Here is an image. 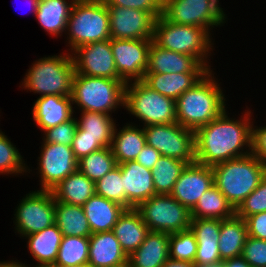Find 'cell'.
Instances as JSON below:
<instances>
[{
	"instance_id": "10",
	"label": "cell",
	"mask_w": 266,
	"mask_h": 267,
	"mask_svg": "<svg viewBox=\"0 0 266 267\" xmlns=\"http://www.w3.org/2000/svg\"><path fill=\"white\" fill-rule=\"evenodd\" d=\"M219 0H163L162 16L179 25H192L210 29L223 26L227 15ZM211 27V28H210Z\"/></svg>"
},
{
	"instance_id": "38",
	"label": "cell",
	"mask_w": 266,
	"mask_h": 267,
	"mask_svg": "<svg viewBox=\"0 0 266 267\" xmlns=\"http://www.w3.org/2000/svg\"><path fill=\"white\" fill-rule=\"evenodd\" d=\"M19 150L0 130V174L13 176L30 173ZM28 168V169H27Z\"/></svg>"
},
{
	"instance_id": "39",
	"label": "cell",
	"mask_w": 266,
	"mask_h": 267,
	"mask_svg": "<svg viewBox=\"0 0 266 267\" xmlns=\"http://www.w3.org/2000/svg\"><path fill=\"white\" fill-rule=\"evenodd\" d=\"M197 241L191 229L169 234V258L194 263Z\"/></svg>"
},
{
	"instance_id": "4",
	"label": "cell",
	"mask_w": 266,
	"mask_h": 267,
	"mask_svg": "<svg viewBox=\"0 0 266 267\" xmlns=\"http://www.w3.org/2000/svg\"><path fill=\"white\" fill-rule=\"evenodd\" d=\"M153 42L163 49L191 55L211 70L207 58L211 56L214 43L207 29L175 24L160 16L155 19Z\"/></svg>"
},
{
	"instance_id": "33",
	"label": "cell",
	"mask_w": 266,
	"mask_h": 267,
	"mask_svg": "<svg viewBox=\"0 0 266 267\" xmlns=\"http://www.w3.org/2000/svg\"><path fill=\"white\" fill-rule=\"evenodd\" d=\"M77 120L78 128L76 132L80 136H87L102 145L103 147H110L114 128L116 123L111 115L91 112V111H81V117Z\"/></svg>"
},
{
	"instance_id": "22",
	"label": "cell",
	"mask_w": 266,
	"mask_h": 267,
	"mask_svg": "<svg viewBox=\"0 0 266 267\" xmlns=\"http://www.w3.org/2000/svg\"><path fill=\"white\" fill-rule=\"evenodd\" d=\"M32 108L33 120L42 132L68 121L75 112L71 96H39Z\"/></svg>"
},
{
	"instance_id": "14",
	"label": "cell",
	"mask_w": 266,
	"mask_h": 267,
	"mask_svg": "<svg viewBox=\"0 0 266 267\" xmlns=\"http://www.w3.org/2000/svg\"><path fill=\"white\" fill-rule=\"evenodd\" d=\"M153 39H110L119 77L125 82L144 79Z\"/></svg>"
},
{
	"instance_id": "50",
	"label": "cell",
	"mask_w": 266,
	"mask_h": 267,
	"mask_svg": "<svg viewBox=\"0 0 266 267\" xmlns=\"http://www.w3.org/2000/svg\"><path fill=\"white\" fill-rule=\"evenodd\" d=\"M162 267H196V265L189 261L174 260L169 258Z\"/></svg>"
},
{
	"instance_id": "34",
	"label": "cell",
	"mask_w": 266,
	"mask_h": 267,
	"mask_svg": "<svg viewBox=\"0 0 266 267\" xmlns=\"http://www.w3.org/2000/svg\"><path fill=\"white\" fill-rule=\"evenodd\" d=\"M235 215L236 209L215 185L200 197L194 209L191 211V219L225 220Z\"/></svg>"
},
{
	"instance_id": "23",
	"label": "cell",
	"mask_w": 266,
	"mask_h": 267,
	"mask_svg": "<svg viewBox=\"0 0 266 267\" xmlns=\"http://www.w3.org/2000/svg\"><path fill=\"white\" fill-rule=\"evenodd\" d=\"M169 259V234L150 231L144 242L128 256L127 267H162Z\"/></svg>"
},
{
	"instance_id": "41",
	"label": "cell",
	"mask_w": 266,
	"mask_h": 267,
	"mask_svg": "<svg viewBox=\"0 0 266 267\" xmlns=\"http://www.w3.org/2000/svg\"><path fill=\"white\" fill-rule=\"evenodd\" d=\"M261 212H266V175L259 186L236 208V216L245 219Z\"/></svg>"
},
{
	"instance_id": "44",
	"label": "cell",
	"mask_w": 266,
	"mask_h": 267,
	"mask_svg": "<svg viewBox=\"0 0 266 267\" xmlns=\"http://www.w3.org/2000/svg\"><path fill=\"white\" fill-rule=\"evenodd\" d=\"M106 6L134 8L149 12L155 19L162 16L163 0H102Z\"/></svg>"
},
{
	"instance_id": "6",
	"label": "cell",
	"mask_w": 266,
	"mask_h": 267,
	"mask_svg": "<svg viewBox=\"0 0 266 267\" xmlns=\"http://www.w3.org/2000/svg\"><path fill=\"white\" fill-rule=\"evenodd\" d=\"M126 83L122 79L91 77L74 74L71 99L80 111L111 115L116 108H124ZM111 114H110V113Z\"/></svg>"
},
{
	"instance_id": "40",
	"label": "cell",
	"mask_w": 266,
	"mask_h": 267,
	"mask_svg": "<svg viewBox=\"0 0 266 267\" xmlns=\"http://www.w3.org/2000/svg\"><path fill=\"white\" fill-rule=\"evenodd\" d=\"M95 193L126 208V195L119 165L95 182Z\"/></svg>"
},
{
	"instance_id": "32",
	"label": "cell",
	"mask_w": 266,
	"mask_h": 267,
	"mask_svg": "<svg viewBox=\"0 0 266 267\" xmlns=\"http://www.w3.org/2000/svg\"><path fill=\"white\" fill-rule=\"evenodd\" d=\"M55 224L63 236L89 237L92 234L83 206L55 200Z\"/></svg>"
},
{
	"instance_id": "25",
	"label": "cell",
	"mask_w": 266,
	"mask_h": 267,
	"mask_svg": "<svg viewBox=\"0 0 266 267\" xmlns=\"http://www.w3.org/2000/svg\"><path fill=\"white\" fill-rule=\"evenodd\" d=\"M112 231L127 256L138 249L150 232L148 226L134 208L126 209L122 213Z\"/></svg>"
},
{
	"instance_id": "45",
	"label": "cell",
	"mask_w": 266,
	"mask_h": 267,
	"mask_svg": "<svg viewBox=\"0 0 266 267\" xmlns=\"http://www.w3.org/2000/svg\"><path fill=\"white\" fill-rule=\"evenodd\" d=\"M251 154L266 165V126L251 129Z\"/></svg>"
},
{
	"instance_id": "36",
	"label": "cell",
	"mask_w": 266,
	"mask_h": 267,
	"mask_svg": "<svg viewBox=\"0 0 266 267\" xmlns=\"http://www.w3.org/2000/svg\"><path fill=\"white\" fill-rule=\"evenodd\" d=\"M89 237L63 236L56 265L60 267H79L88 264Z\"/></svg>"
},
{
	"instance_id": "3",
	"label": "cell",
	"mask_w": 266,
	"mask_h": 267,
	"mask_svg": "<svg viewBox=\"0 0 266 267\" xmlns=\"http://www.w3.org/2000/svg\"><path fill=\"white\" fill-rule=\"evenodd\" d=\"M212 169L214 185L235 209L266 175V165L252 154L216 164Z\"/></svg>"
},
{
	"instance_id": "55",
	"label": "cell",
	"mask_w": 266,
	"mask_h": 267,
	"mask_svg": "<svg viewBox=\"0 0 266 267\" xmlns=\"http://www.w3.org/2000/svg\"><path fill=\"white\" fill-rule=\"evenodd\" d=\"M79 267H94V266H92V265H90V264L88 263V264H85V265H81V266H79Z\"/></svg>"
},
{
	"instance_id": "2",
	"label": "cell",
	"mask_w": 266,
	"mask_h": 267,
	"mask_svg": "<svg viewBox=\"0 0 266 267\" xmlns=\"http://www.w3.org/2000/svg\"><path fill=\"white\" fill-rule=\"evenodd\" d=\"M212 72L208 71L175 100L177 123L181 126L196 131L226 109L225 95Z\"/></svg>"
},
{
	"instance_id": "27",
	"label": "cell",
	"mask_w": 266,
	"mask_h": 267,
	"mask_svg": "<svg viewBox=\"0 0 266 267\" xmlns=\"http://www.w3.org/2000/svg\"><path fill=\"white\" fill-rule=\"evenodd\" d=\"M116 128L117 126L114 128L110 148L117 164L134 161L146 145L143 128H138V125L134 126L133 123H126L120 130Z\"/></svg>"
},
{
	"instance_id": "51",
	"label": "cell",
	"mask_w": 266,
	"mask_h": 267,
	"mask_svg": "<svg viewBox=\"0 0 266 267\" xmlns=\"http://www.w3.org/2000/svg\"><path fill=\"white\" fill-rule=\"evenodd\" d=\"M19 260L15 261H0V267H30V265H26L25 263L18 262Z\"/></svg>"
},
{
	"instance_id": "35",
	"label": "cell",
	"mask_w": 266,
	"mask_h": 267,
	"mask_svg": "<svg viewBox=\"0 0 266 267\" xmlns=\"http://www.w3.org/2000/svg\"><path fill=\"white\" fill-rule=\"evenodd\" d=\"M187 163L175 158L161 156L151 170L156 194H171L177 179Z\"/></svg>"
},
{
	"instance_id": "7",
	"label": "cell",
	"mask_w": 266,
	"mask_h": 267,
	"mask_svg": "<svg viewBox=\"0 0 266 267\" xmlns=\"http://www.w3.org/2000/svg\"><path fill=\"white\" fill-rule=\"evenodd\" d=\"M66 33L70 52L86 44L111 39L106 4L102 0H76Z\"/></svg>"
},
{
	"instance_id": "18",
	"label": "cell",
	"mask_w": 266,
	"mask_h": 267,
	"mask_svg": "<svg viewBox=\"0 0 266 267\" xmlns=\"http://www.w3.org/2000/svg\"><path fill=\"white\" fill-rule=\"evenodd\" d=\"M195 57L163 49L153 41L149 48L145 73H207Z\"/></svg>"
},
{
	"instance_id": "24",
	"label": "cell",
	"mask_w": 266,
	"mask_h": 267,
	"mask_svg": "<svg viewBox=\"0 0 266 267\" xmlns=\"http://www.w3.org/2000/svg\"><path fill=\"white\" fill-rule=\"evenodd\" d=\"M91 233L111 231L126 210L120 204L107 200L96 193L83 205Z\"/></svg>"
},
{
	"instance_id": "48",
	"label": "cell",
	"mask_w": 266,
	"mask_h": 267,
	"mask_svg": "<svg viewBox=\"0 0 266 267\" xmlns=\"http://www.w3.org/2000/svg\"><path fill=\"white\" fill-rule=\"evenodd\" d=\"M162 155L152 146L145 145L135 161L145 168L153 169Z\"/></svg>"
},
{
	"instance_id": "11",
	"label": "cell",
	"mask_w": 266,
	"mask_h": 267,
	"mask_svg": "<svg viewBox=\"0 0 266 267\" xmlns=\"http://www.w3.org/2000/svg\"><path fill=\"white\" fill-rule=\"evenodd\" d=\"M146 144L161 155L191 164L196 162L195 131L177 122L143 127Z\"/></svg>"
},
{
	"instance_id": "30",
	"label": "cell",
	"mask_w": 266,
	"mask_h": 267,
	"mask_svg": "<svg viewBox=\"0 0 266 267\" xmlns=\"http://www.w3.org/2000/svg\"><path fill=\"white\" fill-rule=\"evenodd\" d=\"M248 237L245 219L236 215L221 220L218 248L222 261L241 257L242 250Z\"/></svg>"
},
{
	"instance_id": "28",
	"label": "cell",
	"mask_w": 266,
	"mask_h": 267,
	"mask_svg": "<svg viewBox=\"0 0 266 267\" xmlns=\"http://www.w3.org/2000/svg\"><path fill=\"white\" fill-rule=\"evenodd\" d=\"M76 0H39L36 19L44 31L58 38L67 30V22Z\"/></svg>"
},
{
	"instance_id": "53",
	"label": "cell",
	"mask_w": 266,
	"mask_h": 267,
	"mask_svg": "<svg viewBox=\"0 0 266 267\" xmlns=\"http://www.w3.org/2000/svg\"><path fill=\"white\" fill-rule=\"evenodd\" d=\"M35 267H60L59 265H56L55 263H49V264H40V265H34ZM32 267V266H30Z\"/></svg>"
},
{
	"instance_id": "20",
	"label": "cell",
	"mask_w": 266,
	"mask_h": 267,
	"mask_svg": "<svg viewBox=\"0 0 266 267\" xmlns=\"http://www.w3.org/2000/svg\"><path fill=\"white\" fill-rule=\"evenodd\" d=\"M220 228V219H191L190 229L197 241L195 265L222 264L218 248Z\"/></svg>"
},
{
	"instance_id": "8",
	"label": "cell",
	"mask_w": 266,
	"mask_h": 267,
	"mask_svg": "<svg viewBox=\"0 0 266 267\" xmlns=\"http://www.w3.org/2000/svg\"><path fill=\"white\" fill-rule=\"evenodd\" d=\"M124 109L144 127L177 122L175 100L152 90L142 80L126 83Z\"/></svg>"
},
{
	"instance_id": "47",
	"label": "cell",
	"mask_w": 266,
	"mask_h": 267,
	"mask_svg": "<svg viewBox=\"0 0 266 267\" xmlns=\"http://www.w3.org/2000/svg\"><path fill=\"white\" fill-rule=\"evenodd\" d=\"M248 236L266 240V212L257 213L245 218Z\"/></svg>"
},
{
	"instance_id": "5",
	"label": "cell",
	"mask_w": 266,
	"mask_h": 267,
	"mask_svg": "<svg viewBox=\"0 0 266 267\" xmlns=\"http://www.w3.org/2000/svg\"><path fill=\"white\" fill-rule=\"evenodd\" d=\"M21 86L45 95L71 96L75 67L71 53L38 59L27 70Z\"/></svg>"
},
{
	"instance_id": "17",
	"label": "cell",
	"mask_w": 266,
	"mask_h": 267,
	"mask_svg": "<svg viewBox=\"0 0 266 267\" xmlns=\"http://www.w3.org/2000/svg\"><path fill=\"white\" fill-rule=\"evenodd\" d=\"M213 185L212 167L194 162L187 164L181 172L170 195L191 212L200 197Z\"/></svg>"
},
{
	"instance_id": "1",
	"label": "cell",
	"mask_w": 266,
	"mask_h": 267,
	"mask_svg": "<svg viewBox=\"0 0 266 267\" xmlns=\"http://www.w3.org/2000/svg\"><path fill=\"white\" fill-rule=\"evenodd\" d=\"M250 114L251 110H245V114L236 120L229 118L225 109L214 120L198 128L195 131L196 162L212 167L251 154L253 121Z\"/></svg>"
},
{
	"instance_id": "46",
	"label": "cell",
	"mask_w": 266,
	"mask_h": 267,
	"mask_svg": "<svg viewBox=\"0 0 266 267\" xmlns=\"http://www.w3.org/2000/svg\"><path fill=\"white\" fill-rule=\"evenodd\" d=\"M71 147L77 160H80L82 157L103 148L96 139L87 136H80L77 132L75 133Z\"/></svg>"
},
{
	"instance_id": "37",
	"label": "cell",
	"mask_w": 266,
	"mask_h": 267,
	"mask_svg": "<svg viewBox=\"0 0 266 267\" xmlns=\"http://www.w3.org/2000/svg\"><path fill=\"white\" fill-rule=\"evenodd\" d=\"M117 165L110 147H103L78 160V169L93 182L104 177Z\"/></svg>"
},
{
	"instance_id": "16",
	"label": "cell",
	"mask_w": 266,
	"mask_h": 267,
	"mask_svg": "<svg viewBox=\"0 0 266 267\" xmlns=\"http://www.w3.org/2000/svg\"><path fill=\"white\" fill-rule=\"evenodd\" d=\"M112 39H153L155 18L134 8L107 6Z\"/></svg>"
},
{
	"instance_id": "54",
	"label": "cell",
	"mask_w": 266,
	"mask_h": 267,
	"mask_svg": "<svg viewBox=\"0 0 266 267\" xmlns=\"http://www.w3.org/2000/svg\"><path fill=\"white\" fill-rule=\"evenodd\" d=\"M196 267H222V264L196 265Z\"/></svg>"
},
{
	"instance_id": "43",
	"label": "cell",
	"mask_w": 266,
	"mask_h": 267,
	"mask_svg": "<svg viewBox=\"0 0 266 267\" xmlns=\"http://www.w3.org/2000/svg\"><path fill=\"white\" fill-rule=\"evenodd\" d=\"M241 257L250 267H266V240L248 236Z\"/></svg>"
},
{
	"instance_id": "52",
	"label": "cell",
	"mask_w": 266,
	"mask_h": 267,
	"mask_svg": "<svg viewBox=\"0 0 266 267\" xmlns=\"http://www.w3.org/2000/svg\"><path fill=\"white\" fill-rule=\"evenodd\" d=\"M27 1L29 2L30 6L32 7L31 10L33 11L34 15H36L39 0H27Z\"/></svg>"
},
{
	"instance_id": "31",
	"label": "cell",
	"mask_w": 266,
	"mask_h": 267,
	"mask_svg": "<svg viewBox=\"0 0 266 267\" xmlns=\"http://www.w3.org/2000/svg\"><path fill=\"white\" fill-rule=\"evenodd\" d=\"M62 238L60 229L53 224L40 232L25 236L24 239H28V250L37 265H40L55 263Z\"/></svg>"
},
{
	"instance_id": "19",
	"label": "cell",
	"mask_w": 266,
	"mask_h": 267,
	"mask_svg": "<svg viewBox=\"0 0 266 267\" xmlns=\"http://www.w3.org/2000/svg\"><path fill=\"white\" fill-rule=\"evenodd\" d=\"M118 165L126 195V209H133L140 202L156 195L151 169L143 167L135 160Z\"/></svg>"
},
{
	"instance_id": "21",
	"label": "cell",
	"mask_w": 266,
	"mask_h": 267,
	"mask_svg": "<svg viewBox=\"0 0 266 267\" xmlns=\"http://www.w3.org/2000/svg\"><path fill=\"white\" fill-rule=\"evenodd\" d=\"M88 263L94 267H127L128 256L112 230L89 236Z\"/></svg>"
},
{
	"instance_id": "49",
	"label": "cell",
	"mask_w": 266,
	"mask_h": 267,
	"mask_svg": "<svg viewBox=\"0 0 266 267\" xmlns=\"http://www.w3.org/2000/svg\"><path fill=\"white\" fill-rule=\"evenodd\" d=\"M222 267H250L242 257L227 259L222 262Z\"/></svg>"
},
{
	"instance_id": "12",
	"label": "cell",
	"mask_w": 266,
	"mask_h": 267,
	"mask_svg": "<svg viewBox=\"0 0 266 267\" xmlns=\"http://www.w3.org/2000/svg\"><path fill=\"white\" fill-rule=\"evenodd\" d=\"M18 204L14 224L21 237L55 224V199L51 190L30 191Z\"/></svg>"
},
{
	"instance_id": "13",
	"label": "cell",
	"mask_w": 266,
	"mask_h": 267,
	"mask_svg": "<svg viewBox=\"0 0 266 267\" xmlns=\"http://www.w3.org/2000/svg\"><path fill=\"white\" fill-rule=\"evenodd\" d=\"M38 157L40 190H52L59 182L78 169L72 147L57 143L42 142Z\"/></svg>"
},
{
	"instance_id": "42",
	"label": "cell",
	"mask_w": 266,
	"mask_h": 267,
	"mask_svg": "<svg viewBox=\"0 0 266 267\" xmlns=\"http://www.w3.org/2000/svg\"><path fill=\"white\" fill-rule=\"evenodd\" d=\"M77 118L74 116L58 126L44 131L42 138L45 143H57L62 145H72L76 130L78 128Z\"/></svg>"
},
{
	"instance_id": "29",
	"label": "cell",
	"mask_w": 266,
	"mask_h": 267,
	"mask_svg": "<svg viewBox=\"0 0 266 267\" xmlns=\"http://www.w3.org/2000/svg\"><path fill=\"white\" fill-rule=\"evenodd\" d=\"M51 192L57 201L83 206L95 194V182L77 169L59 182Z\"/></svg>"
},
{
	"instance_id": "26",
	"label": "cell",
	"mask_w": 266,
	"mask_h": 267,
	"mask_svg": "<svg viewBox=\"0 0 266 267\" xmlns=\"http://www.w3.org/2000/svg\"><path fill=\"white\" fill-rule=\"evenodd\" d=\"M206 73H145L142 80L152 90L176 100Z\"/></svg>"
},
{
	"instance_id": "15",
	"label": "cell",
	"mask_w": 266,
	"mask_h": 267,
	"mask_svg": "<svg viewBox=\"0 0 266 267\" xmlns=\"http://www.w3.org/2000/svg\"><path fill=\"white\" fill-rule=\"evenodd\" d=\"M75 73L91 76L121 79L116 70L109 40L86 44L71 52Z\"/></svg>"
},
{
	"instance_id": "9",
	"label": "cell",
	"mask_w": 266,
	"mask_h": 267,
	"mask_svg": "<svg viewBox=\"0 0 266 267\" xmlns=\"http://www.w3.org/2000/svg\"><path fill=\"white\" fill-rule=\"evenodd\" d=\"M134 209L150 231L170 234L190 228L191 212L170 194H156Z\"/></svg>"
}]
</instances>
